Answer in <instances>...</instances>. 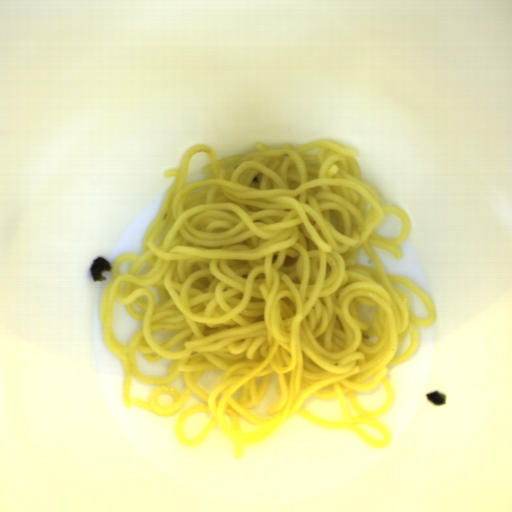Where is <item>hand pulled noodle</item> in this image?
Segmentation results:
<instances>
[{"instance_id":"obj_1","label":"hand pulled noodle","mask_w":512,"mask_h":512,"mask_svg":"<svg viewBox=\"0 0 512 512\" xmlns=\"http://www.w3.org/2000/svg\"><path fill=\"white\" fill-rule=\"evenodd\" d=\"M209 174L187 182L192 156ZM356 148L332 139L221 157L192 144L142 239L143 256L121 254L99 307L104 343L122 363V403L174 416L192 392L205 404L175 419L181 446L198 447L218 426L233 457L269 438L296 413L327 429H351L366 445L392 442L386 413L395 392L388 366L418 350V331L437 319L425 290L388 274L373 246L404 257L406 212L361 181ZM398 237L374 230L384 214ZM115 300L143 321L129 347L111 332ZM414 325H412V324ZM170 360L167 376L138 371ZM381 382L385 401L357 393ZM357 390V391H356ZM337 400L344 419L316 415L307 398Z\"/></svg>"}]
</instances>
